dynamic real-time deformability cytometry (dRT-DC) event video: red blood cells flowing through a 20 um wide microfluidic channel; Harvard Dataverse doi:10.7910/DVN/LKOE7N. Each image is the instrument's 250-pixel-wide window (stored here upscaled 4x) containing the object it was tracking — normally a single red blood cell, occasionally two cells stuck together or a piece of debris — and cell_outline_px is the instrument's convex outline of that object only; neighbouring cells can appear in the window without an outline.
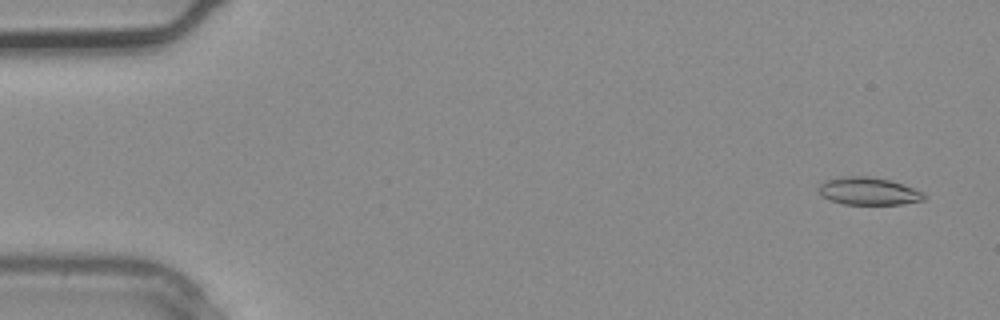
{"species": "common noctule bat (a hibernating species)", "species_latin": "Nyctalus noctula", "temperature_condition": "warm", "stored_images_in_passage": 3, "camera_frame_rate_fps": 3000, "um_per_image_px": 0.085, "animal": {"sex": "male", "body_mass_g": 20.4}, "frame": {"image": 1, "passage_image": 1, "time_ms": 0.0, "image_size_px": [1000, 320], "cell_outline_px": [[928, 196], [924, 200], [900, 204], [840, 204], [820, 196], [816, 188], [820, 184], [828, 180], [844, 176], [868, 176], [888, 180], [924, 192]], "centroid_in_image_um": [73.78, 16.26], "position_along_channel_um": 11.2, "area_um2": 16.94}}
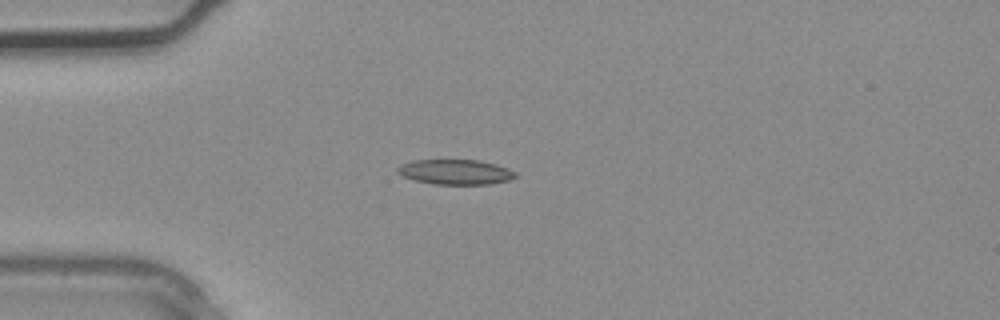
{"frame": {"image": 2, "passage_image": 3, "time_ms": 0.667, "image_size_px": [1000, 320], "cell_outline_px": [[516, 176], [508, 180], [488, 184], [432, 184], [416, 180], [404, 176], [396, 172], [396, 168], [400, 164], [412, 160], [480, 160], [496, 164], [508, 168], [516, 172]], "centroid_in_image_um": [38.69, 14.61], "position_along_channel_um": 46.3, "area_um2": 17.17}}